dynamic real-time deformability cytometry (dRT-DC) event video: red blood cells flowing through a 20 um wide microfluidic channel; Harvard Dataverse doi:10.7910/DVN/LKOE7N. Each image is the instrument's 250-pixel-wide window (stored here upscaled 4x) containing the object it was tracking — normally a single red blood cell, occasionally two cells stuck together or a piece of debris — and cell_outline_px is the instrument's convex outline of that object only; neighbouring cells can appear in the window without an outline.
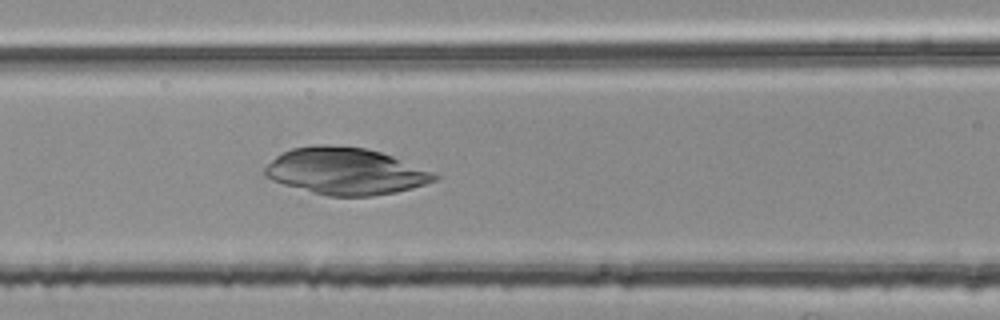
{"species": "common noctule bat (a hibernating species)", "species_latin": "Nyctalus noctula", "temperature_condition": "room temperature", "stored_images_in_passage": 5, "camera_frame_rate_fps": 3000, "um_per_image_px": 0.085, "animal": {"sex": "female", "body_mass_g": 25.1}, "frame": {"image": 1, "passage_image": 5, "time_ms": 1.333, "image_size_px": [1000, 320], "cell_outline_px": [[440, 176], [436, 180], [412, 188], [396, 192], [372, 196], [328, 196], [312, 192], [284, 184], [272, 180], [264, 176], [264, 168], [280, 152], [292, 148], [320, 144], [332, 144], [368, 148], [392, 156], [432, 172]], "centroid_in_image_um": [29.34, 14.54], "position_along_channel_um": 137.3, "area_um2": 46.18}}